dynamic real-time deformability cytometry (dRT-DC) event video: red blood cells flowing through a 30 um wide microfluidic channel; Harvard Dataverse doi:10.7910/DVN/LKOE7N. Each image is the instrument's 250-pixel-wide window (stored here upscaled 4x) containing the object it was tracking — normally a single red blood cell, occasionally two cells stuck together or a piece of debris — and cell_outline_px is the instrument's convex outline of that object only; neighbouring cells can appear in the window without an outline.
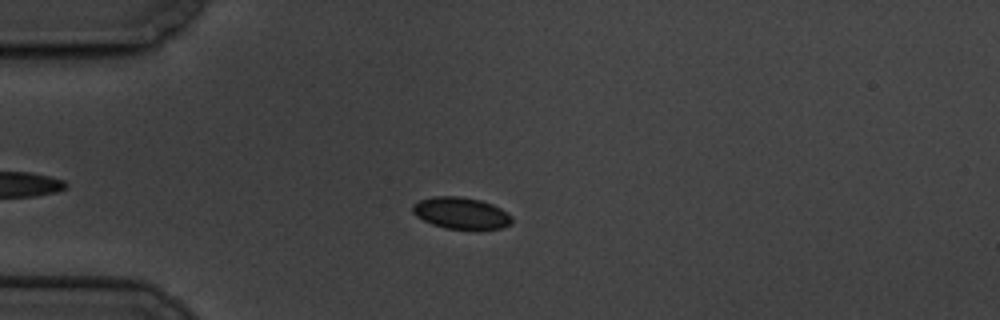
{"species": "common noctule bat (a hibernating species)", "species_latin": "Nyctalus noctula", "temperature_condition": "cold", "stored_images_in_passage": 15, "camera_frame_rate_fps": 3000, "um_per_image_px": 0.085, "animal": {"sex": "male", "body_mass_g": 19.5, "forearm_length_mm": 54.6}, "frame": {"image": 1, "passage_image": 4, "time_ms": 4.0, "image_size_px": [1000, 320], "cell_outline_px": [[512, 224], [500, 228], [476, 232], [444, 228], [432, 224], [416, 216], [412, 212], [412, 204], [420, 200], [432, 196], [460, 196], [480, 200], [492, 204], [500, 208], [512, 216]], "centroid_in_image_um": [39.21, 18.15], "position_along_channel_um": 45.8, "area_um2": 18.96}}
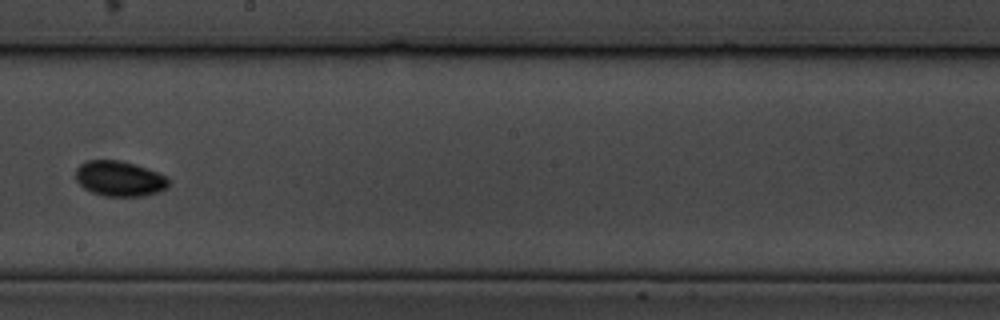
{"frame": {"image": 2, "passage_image": 9, "time_ms": 10.333, "image_size_px": [1000, 320], "cell_outline_px": [[168, 188], [160, 192], [144, 196], [104, 196], [92, 192], [84, 188], [76, 180], [76, 168], [80, 164], [88, 160], [120, 160], [136, 164], [148, 168], [168, 176]], "centroid_in_image_um": [10.19, 15.18], "position_along_channel_um": 238.0, "area_um2": 19.36}}
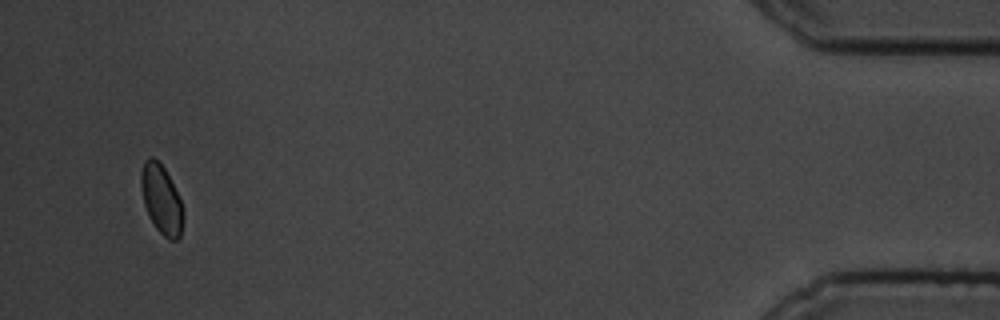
{"frame": {"image": 3, "passage_image": 15, "time_ms": 18.0, "image_size_px": [1000, 320], "cell_outline_px": [[184, 220], [180, 236], [176, 240], [168, 240], [156, 228], [144, 204], [140, 184], [140, 172], [144, 160], [148, 156], [152, 156], [164, 168], [184, 208]], "centroid_in_image_um": [13.72, 16.95], "position_along_channel_um": 421.5, "area_um2": 16.88}}